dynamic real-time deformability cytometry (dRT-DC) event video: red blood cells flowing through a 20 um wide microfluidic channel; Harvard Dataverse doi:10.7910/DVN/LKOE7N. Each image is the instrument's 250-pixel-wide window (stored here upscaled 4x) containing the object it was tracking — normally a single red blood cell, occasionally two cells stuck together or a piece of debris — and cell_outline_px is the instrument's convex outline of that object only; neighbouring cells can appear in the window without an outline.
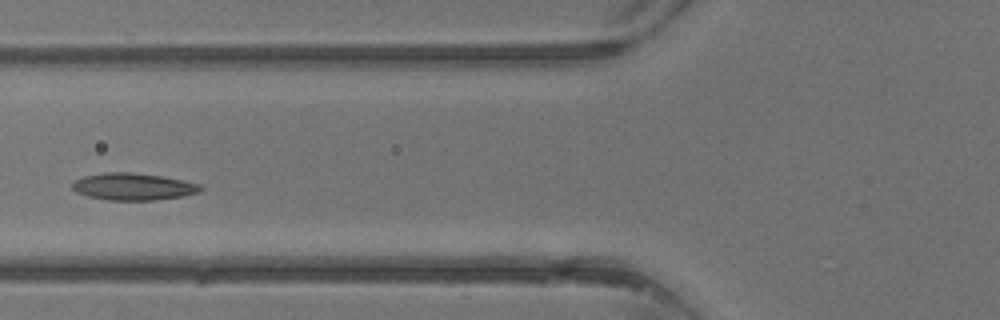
{"species": "common noctule bat (a hibernating species)", "species_latin": "Nyctalus noctula", "temperature_condition": "warm", "stored_images_in_passage": 4, "camera_frame_rate_fps": 3000, "um_per_image_px": 0.085, "animal": {"sex": "male", "body_mass_g": 13.3}, "frame": {"image": 1, "passage_image": 4, "time_ms": 3.333, "image_size_px": [1000, 320], "cell_outline_px": [[204, 188], [200, 192], [184, 196], [156, 200], [108, 200], [88, 196], [76, 192], [72, 188], [72, 184], [76, 180], [84, 176], [104, 172], [132, 172], [160, 176], [200, 184]], "centroid_in_image_um": [11.33, 15.87], "position_along_channel_um": 114.5, "area_um2": 20.17}}